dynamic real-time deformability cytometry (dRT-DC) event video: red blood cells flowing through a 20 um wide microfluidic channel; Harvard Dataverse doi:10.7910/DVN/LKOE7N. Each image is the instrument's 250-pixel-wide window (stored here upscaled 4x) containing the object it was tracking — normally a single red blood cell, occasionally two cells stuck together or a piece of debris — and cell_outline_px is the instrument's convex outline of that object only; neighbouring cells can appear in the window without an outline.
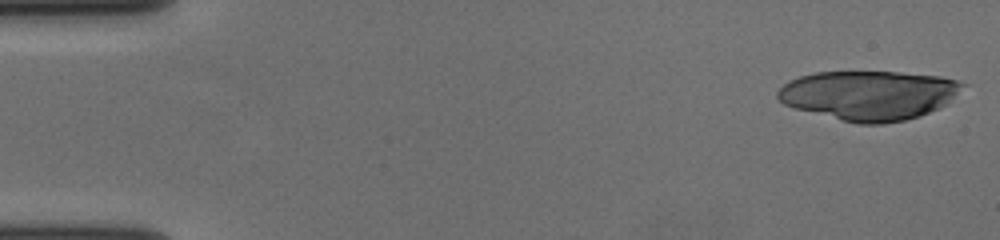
{"species": "human", "species_latin": "Homo sapiens", "temperature_condition": "cold", "stored_images_in_passage": 23, "camera_frame_rate_fps": 3000, "um_per_image_px": 0.085, "donor": {"sex": "female"}, "frame": {"image": 1, "passage_image": 1, "time_ms": 0.0, "image_size_px": [1000, 240], "cell_outline_px": [[968, 84], [940, 108], [920, 116], [904, 120], [884, 124], [860, 124], [796, 108], [784, 104], [776, 96], [776, 92], [788, 80], [800, 76], [816, 72], [900, 72], [940, 76], [960, 80]], "centroid_in_image_um": [73.89, 8.08], "position_along_channel_um": 11.1, "area_um2": 53.12}}